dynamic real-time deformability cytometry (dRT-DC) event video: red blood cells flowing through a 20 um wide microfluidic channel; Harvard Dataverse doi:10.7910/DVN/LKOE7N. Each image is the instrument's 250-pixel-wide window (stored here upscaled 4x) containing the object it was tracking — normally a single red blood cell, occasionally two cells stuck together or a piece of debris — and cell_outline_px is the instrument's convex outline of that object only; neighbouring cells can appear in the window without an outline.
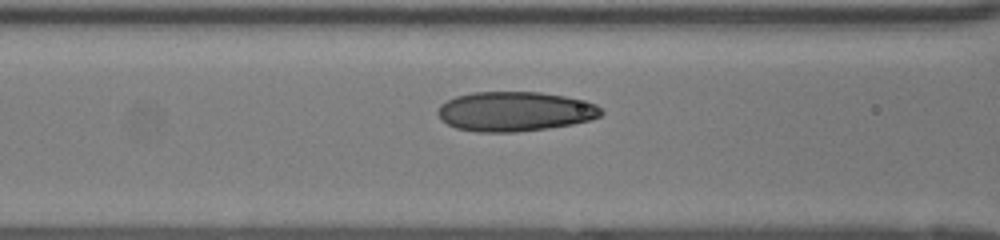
{"species": "human", "species_latin": "Homo sapiens", "temperature_condition": "room temperature", "stored_images_in_passage": 15, "camera_frame_rate_fps": 3000, "um_per_image_px": 0.085, "donor": {"sex": "female"}, "frame": {"image": 1, "passage_image": 13, "time_ms": 4.0, "image_size_px": [1000, 240], "cell_outline_px": [[604, 112], [600, 116], [592, 120], [572, 124], [548, 128], [516, 132], [476, 132], [456, 128], [440, 120], [436, 112], [440, 104], [456, 96], [472, 92], [540, 92], [564, 96], [584, 100], [596, 104]], "centroid_in_image_um": [43.75, 9.48], "position_along_channel_um": 122.8, "area_um2": 37.97}}